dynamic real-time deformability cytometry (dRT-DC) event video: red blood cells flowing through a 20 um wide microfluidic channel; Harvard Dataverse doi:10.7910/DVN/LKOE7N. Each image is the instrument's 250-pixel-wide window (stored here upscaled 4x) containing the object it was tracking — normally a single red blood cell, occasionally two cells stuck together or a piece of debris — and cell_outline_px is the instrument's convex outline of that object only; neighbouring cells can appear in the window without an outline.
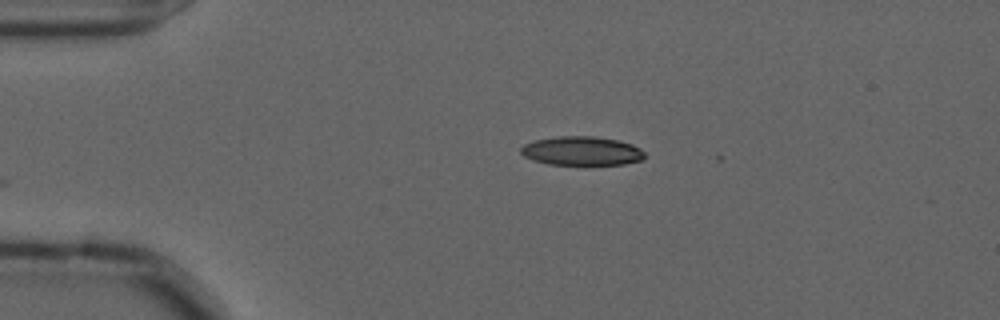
{"species": "common noctule bat (a hibernating species)", "species_latin": "Nyctalus noctula", "temperature_condition": "cold", "stored_images_in_passage": 42, "camera_frame_rate_fps": 3000, "um_per_image_px": 0.085, "animal": {"sex": "male", "forearm_length_mm": 52.5}, "frame": {"image": 1, "passage_image": 1, "time_ms": 0.0, "image_size_px": [1000, 320], "cell_outline_px": [[644, 160], [624, 164], [548, 164], [532, 160], [524, 156], [520, 152], [520, 148], [524, 144], [532, 140], [556, 136], [596, 136], [620, 140], [632, 144], [640, 148], [644, 152]], "centroid_in_image_um": [49.44, 12.81], "position_along_channel_um": 35.6, "area_um2": 21.1}}
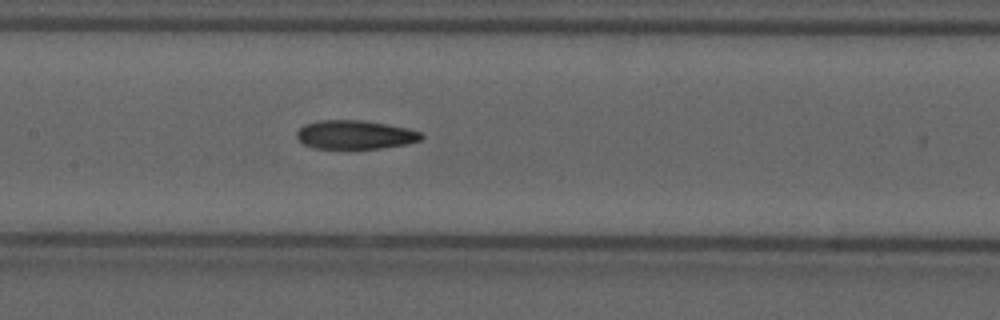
{"frame": {"image": 2, "passage_image": 16, "time_ms": 5.0, "image_size_px": [1000, 320], "cell_outline_px": [[424, 136], [420, 140], [408, 144], [380, 148], [348, 152], [312, 148], [304, 144], [296, 136], [296, 132], [304, 124], [320, 120], [364, 120], [408, 128], [420, 132]], "centroid_in_image_um": [30.15, 11.5], "position_along_channel_um": 177.3, "area_um2": 21.85}}
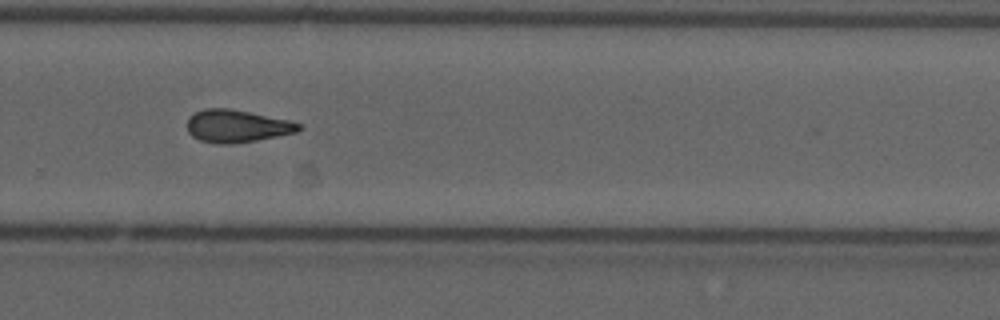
{"frame": {"image": 3, "passage_image": 27, "time_ms": 8.667, "image_size_px": [1000, 320], "cell_outline_px": [[304, 128], [296, 132], [256, 140], [232, 144], [216, 144], [200, 140], [192, 136], [188, 132], [188, 120], [196, 112], [204, 108], [228, 108], [288, 120], [300, 124]], "centroid_in_image_um": [20.13, 10.72], "position_along_channel_um": 309.7, "area_um2": 20.92}, "authors_computed_cell_mechanics": {"area_um2": 21.0103, "velocity_mm_per_s": 3.6246, "shape_relaxation_time_tau1_ms": null, "shape_relaxation_time_tau2_ms": 9.1985, "deformation_change_tau1": null, "deformation_change_tau2": 0.2083}}